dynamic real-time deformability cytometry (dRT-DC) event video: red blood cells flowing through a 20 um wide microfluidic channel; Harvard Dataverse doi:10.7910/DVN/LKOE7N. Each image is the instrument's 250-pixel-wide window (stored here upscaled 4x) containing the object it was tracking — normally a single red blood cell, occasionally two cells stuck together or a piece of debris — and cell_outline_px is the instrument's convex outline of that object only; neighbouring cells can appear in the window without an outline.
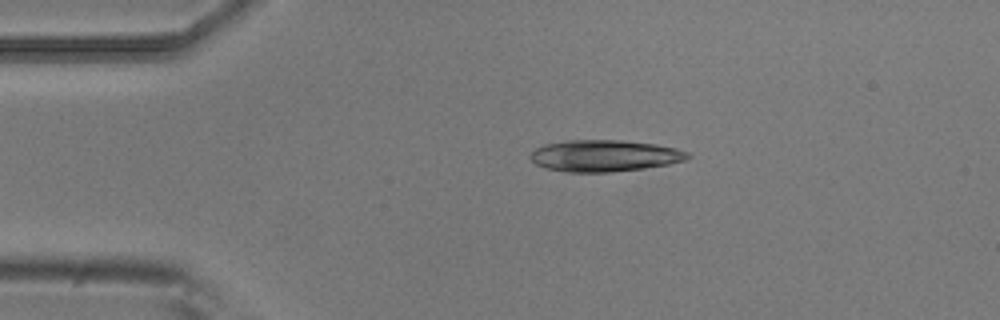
{"species": "common noctule bat (a hibernating species)", "species_latin": "Nyctalus noctula", "temperature_condition": "room temperature", "stored_images_in_passage": 4, "camera_frame_rate_fps": 3000, "um_per_image_px": 0.085, "animal": {"sex": "male", "body_mass_g": 20.5, "forearm_length_mm": 52.5}, "frame": {"image": 1, "passage_image": 3, "time_ms": 0.667, "image_size_px": [1000, 320], "cell_outline_px": [[692, 156], [684, 160], [668, 164], [644, 168], [612, 172], [568, 172], [548, 168], [536, 164], [528, 156], [536, 148], [544, 144], [568, 140], [620, 140], [656, 144], [676, 148], [688, 152]], "centroid_in_image_um": [51.39, 13.23], "position_along_channel_um": 33.6, "area_um2": 28.9}}